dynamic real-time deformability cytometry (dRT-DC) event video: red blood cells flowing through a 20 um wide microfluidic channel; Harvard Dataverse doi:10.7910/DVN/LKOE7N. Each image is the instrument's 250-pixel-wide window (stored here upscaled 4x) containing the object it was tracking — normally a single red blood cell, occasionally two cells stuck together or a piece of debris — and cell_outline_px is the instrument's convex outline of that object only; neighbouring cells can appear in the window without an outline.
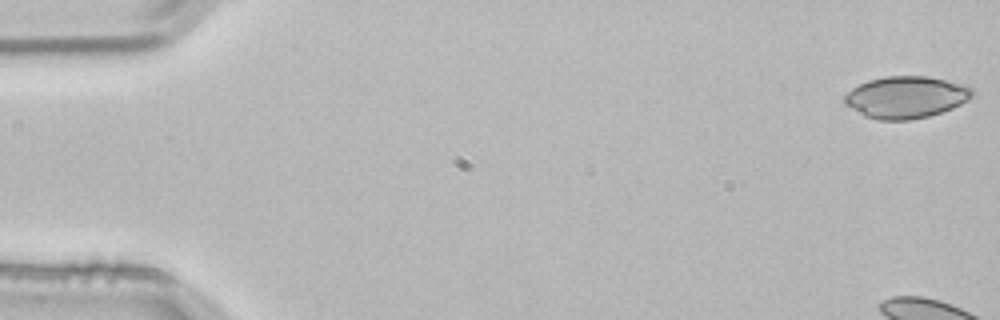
{"species": "common noctule bat (a hibernating species)", "species_latin": "Nyctalus noctula", "temperature_condition": "room temperature", "stored_images_in_passage": 6, "camera_frame_rate_fps": 3000, "um_per_image_px": 0.085, "animal": {"sex": "male", "body_mass_g": 21.5, "forearm_length_mm": 52.0}, "frame": {"image": 1, "passage_image": 1, "time_ms": 0.0, "image_size_px": [1000, 320], "cell_outline_px": [[976, 92], [968, 100], [952, 108], [928, 116], [912, 120], [880, 120], [868, 116], [844, 104], [844, 96], [852, 88], [868, 80], [888, 76], [924, 76], [944, 80], [972, 88]], "centroid_in_image_um": [77.01, 8.26], "position_along_channel_um": 8.0, "area_um2": 30.75}}